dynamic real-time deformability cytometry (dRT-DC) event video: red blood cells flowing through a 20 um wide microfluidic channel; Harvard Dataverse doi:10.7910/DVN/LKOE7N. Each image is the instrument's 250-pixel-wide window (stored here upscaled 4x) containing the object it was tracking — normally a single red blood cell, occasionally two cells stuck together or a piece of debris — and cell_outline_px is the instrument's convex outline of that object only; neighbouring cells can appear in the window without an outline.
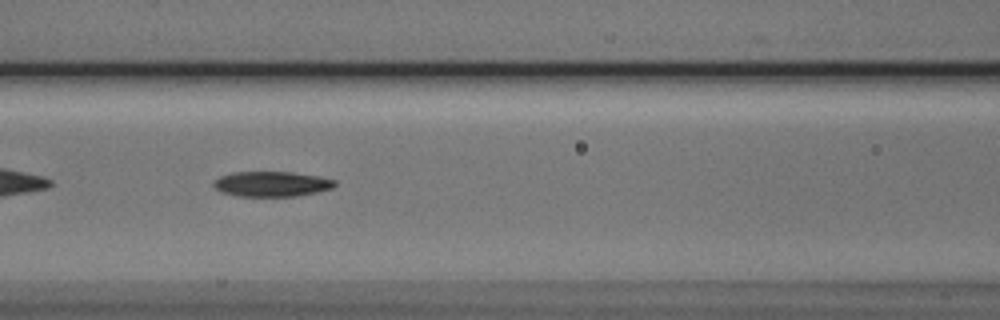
{"species": "Egyptian fruit bat (a non-hibernating species)", "species_latin": "Rousettus aegyptiacus", "temperature_condition": "cold", "stored_images_in_passage": 14, "camera_frame_rate_fps": 3000, "um_per_image_px": 0.085, "animal": {"sex": "male"}, "frame": {"image": 1, "passage_image": 6, "time_ms": 6.667, "image_size_px": [1000, 320], "cell_outline_px": [[336, 184], [332, 188], [316, 192], [296, 196], [236, 196], [220, 192], [212, 184], [212, 180], [220, 176], [232, 172], [292, 172], [320, 176], [336, 180]], "centroid_in_image_um": [23.06, 15.63], "position_along_channel_um": 143.5, "area_um2": 17.92}}
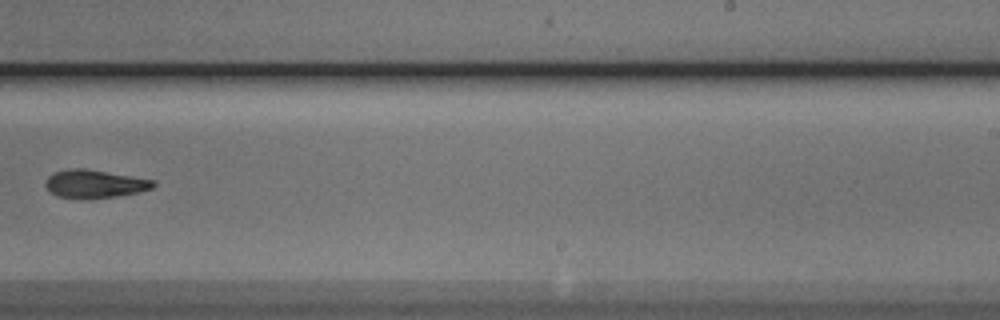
{"frame": {"image": 2, "passage_image": 9, "time_ms": 10.333, "image_size_px": [1000, 320], "cell_outline_px": [[156, 184], [152, 188], [140, 192], [116, 196], [88, 200], [80, 200], [56, 196], [44, 184], [48, 176], [52, 172], [68, 168], [84, 168], [156, 180]], "centroid_in_image_um": [8.03, 15.64], "position_along_channel_um": 281.0, "area_um2": 18.09}}
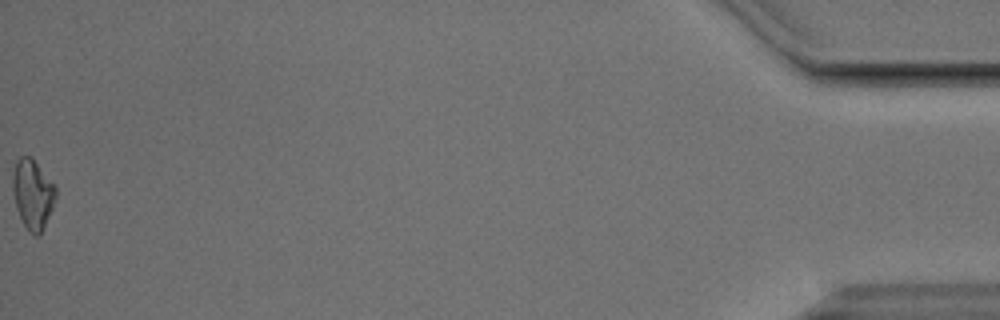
{"frame": {"image": 3, "passage_image": 14, "time_ms": 17.0, "image_size_px": [1000, 320], "cell_outline_px": [[56, 196], [52, 208], [40, 232], [36, 236], [32, 236], [28, 232], [16, 208], [12, 188], [12, 172], [16, 160], [20, 156], [28, 156], [36, 164], [56, 188]], "centroid_in_image_um": [2.73, 16.51], "position_along_channel_um": 432.5, "area_um2": 16.99}, "authors_computed_cell_mechanics": {"area_um2": 18.1781, "velocity_mm_per_s": 3.7684, "shape_relaxation_time_tau1_ms": 3.0234, "shape_relaxation_time_tau2_ms": null, "deformation_change_tau1": 0.1105, "deformation_change_tau2": null}}